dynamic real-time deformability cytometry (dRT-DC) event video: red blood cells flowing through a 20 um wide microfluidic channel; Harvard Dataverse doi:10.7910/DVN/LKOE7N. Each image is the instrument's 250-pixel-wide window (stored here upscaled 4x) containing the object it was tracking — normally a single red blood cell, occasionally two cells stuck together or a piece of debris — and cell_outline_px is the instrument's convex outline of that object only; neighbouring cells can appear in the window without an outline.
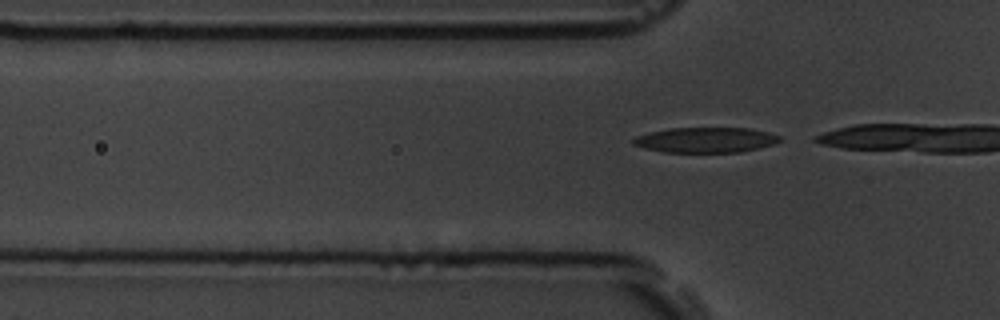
{"species": "common noctule bat (a hibernating species)", "species_latin": "Nyctalus noctula", "temperature_condition": "room temperature", "stored_images_in_passage": 6, "segment_of_instrument_passage": [2, 2], "camera_frame_rate_fps": 3000, "um_per_image_px": 0.085, "animal": {"sex": "male", "body_mass_g": 19.5, "forearm_length_mm": 54.6}, "frame": {"image": 1, "passage_image": 6, "time_ms": 1.667, "image_size_px": [1000, 320], "cell_outline_px": [[780, 140], [772, 144], [740, 152], [664, 152], [644, 148], [632, 144], [632, 140], [636, 136], [648, 132], [668, 128], [748, 128], [768, 132], [780, 136]], "centroid_in_image_um": [59.92, 11.89], "position_along_channel_um": 65.9, "area_um2": 21.44}}